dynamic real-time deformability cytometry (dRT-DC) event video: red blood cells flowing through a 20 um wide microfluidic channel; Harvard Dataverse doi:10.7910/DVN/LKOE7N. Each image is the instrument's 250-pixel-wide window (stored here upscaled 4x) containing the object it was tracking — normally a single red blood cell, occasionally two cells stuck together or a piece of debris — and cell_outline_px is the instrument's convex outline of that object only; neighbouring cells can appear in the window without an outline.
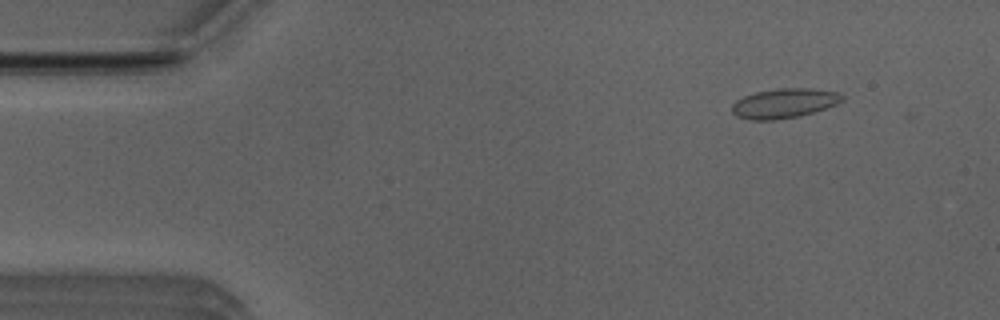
{"species": "Egyptian fruit bat (a non-hibernating species)", "species_latin": "Rousettus aegyptiacus", "temperature_condition": "room temperature", "stored_images_in_passage": 48, "camera_frame_rate_fps": 3000, "um_per_image_px": 0.085, "animal": {"sex": "male"}, "frame": {"image": 1, "passage_image": 2, "time_ms": 0.333, "image_size_px": [1000, 320], "cell_outline_px": [[844, 100], [836, 104], [800, 116], [776, 120], [752, 120], [736, 116], [732, 112], [732, 104], [736, 100], [744, 96], [756, 92], [776, 88], [808, 88], [836, 92], [844, 96]], "centroid_in_image_um": [66.62, 8.78], "position_along_channel_um": 18.4, "area_um2": 18.96}}
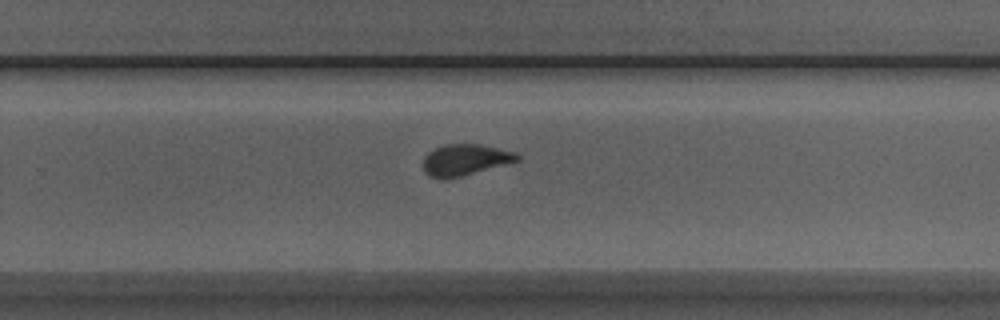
{"frame": {"image": 2, "passage_image": 29, "time_ms": 9.333, "image_size_px": [1000, 320], "cell_outline_px": [[520, 160], [460, 176], [444, 180], [440, 180], [428, 176], [424, 172], [424, 156], [428, 152], [444, 144], [480, 144], [512, 152], [520, 156]], "centroid_in_image_um": [39.46, 13.6], "position_along_channel_um": 290.3, "area_um2": 16.94}}
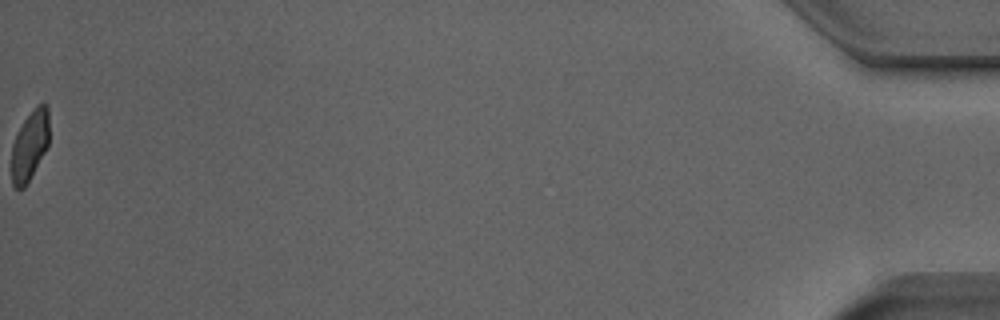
{"frame": {"image": 3, "passage_image": 48, "time_ms": 15.667, "image_size_px": [1000, 320], "cell_outline_px": [[48, 144], [44, 152], [24, 188], [16, 188], [12, 184], [12, 144], [24, 120], [36, 104], [48, 104]], "centroid_in_image_um": [2.53, 12.33], "position_along_channel_um": 432.7, "area_um2": 14.91}, "authors_computed_cell_mechanics": {"area_um2": 17.4267, "velocity_mm_per_s": 3.9755, "shape_relaxation_time_tau1_ms": 4.777, "shape_relaxation_time_tau2_ms": 0.9126, "deformation_change_tau1": 0.162, "deformation_change_tau2": 0.0597}}